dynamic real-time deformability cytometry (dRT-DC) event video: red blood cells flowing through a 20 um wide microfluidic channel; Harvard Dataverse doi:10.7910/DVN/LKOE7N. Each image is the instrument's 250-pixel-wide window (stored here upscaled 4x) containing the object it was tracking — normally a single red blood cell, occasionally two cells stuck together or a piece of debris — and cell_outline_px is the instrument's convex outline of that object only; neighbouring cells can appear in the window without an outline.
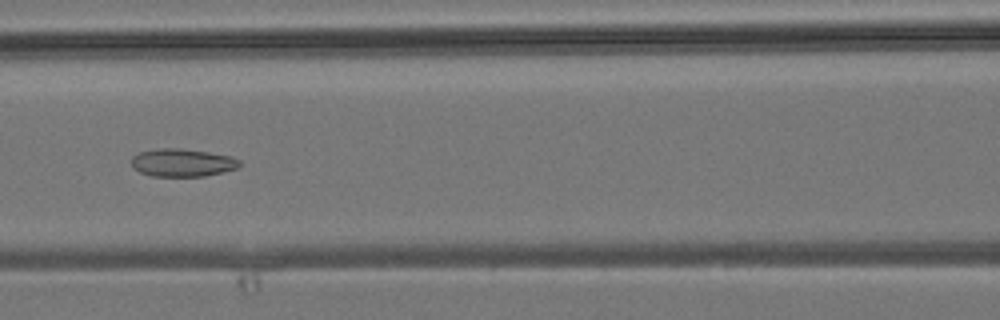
{"species": "common noctule bat (a hibernating species)", "species_latin": "Nyctalus noctula", "temperature_condition": "room temperature", "stored_images_in_passage": 5, "camera_frame_rate_fps": 3000, "um_per_image_px": 0.085, "animal": {"sex": "male", "body_mass_g": 19.2, "forearm_length_mm": 51.8}, "frame": {"image": 1, "passage_image": 5, "time_ms": 6.0, "image_size_px": [1000, 320], "cell_outline_px": [[240, 164], [236, 168], [224, 172], [204, 176], [152, 176], [140, 172], [132, 168], [132, 156], [140, 152], [160, 148], [180, 148], [208, 152], [232, 156], [240, 160]], "centroid_in_image_um": [15.5, 13.82], "position_along_channel_um": 151.1, "area_um2": 17.57}}